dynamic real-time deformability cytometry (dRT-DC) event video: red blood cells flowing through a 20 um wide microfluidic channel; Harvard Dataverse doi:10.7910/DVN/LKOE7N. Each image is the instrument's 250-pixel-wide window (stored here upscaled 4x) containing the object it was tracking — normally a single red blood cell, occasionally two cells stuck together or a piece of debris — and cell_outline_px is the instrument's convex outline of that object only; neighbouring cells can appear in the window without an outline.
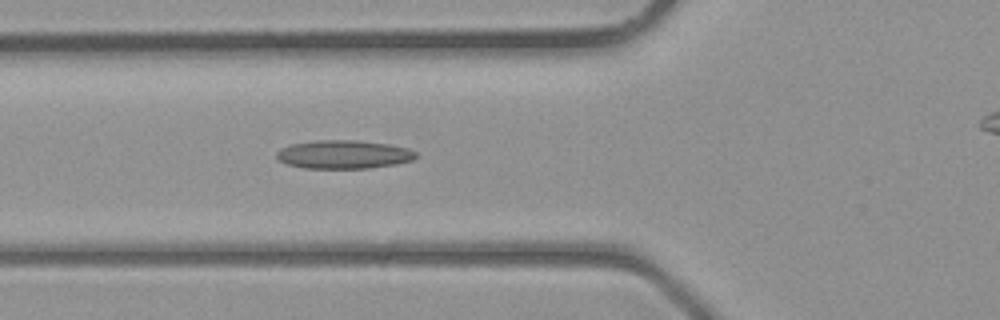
{"species": "common noctule bat (a hibernating species)", "species_latin": "Nyctalus noctula", "temperature_condition": "room temperature", "stored_images_in_passage": 24, "camera_frame_rate_fps": 3000, "um_per_image_px": 0.085, "animal": {"sex": "male", "body_mass_g": 23.1, "forearm_length_mm": 52.7}, "frame": {"image": 1, "passage_image": 3, "time_ms": 0.667, "image_size_px": [1000, 320], "cell_outline_px": [[416, 156], [412, 160], [396, 164], [368, 168], [304, 168], [288, 164], [276, 160], [276, 152], [280, 148], [292, 144], [316, 140], [356, 140], [388, 144], [408, 148], [416, 152]], "centroid_in_image_um": [29.18, 13.12], "position_along_channel_um": 96.6, "area_um2": 23.12}}
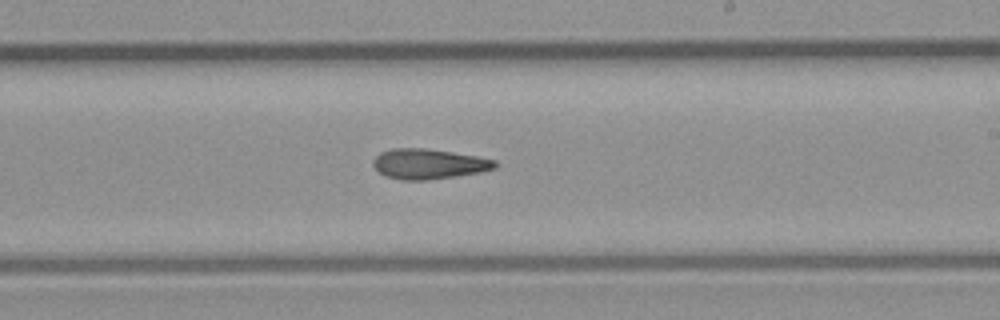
{"frame": {"image": 2, "passage_image": 12, "time_ms": 3.667, "image_size_px": [1000, 320], "cell_outline_px": [[500, 164], [496, 168], [480, 172], [456, 176], [428, 180], [400, 180], [384, 176], [372, 164], [372, 160], [380, 152], [392, 148], [424, 148], [452, 152], [476, 156], [496, 160]], "centroid_in_image_um": [36.44, 13.93], "position_along_channel_um": 252.6, "area_um2": 21.56}}
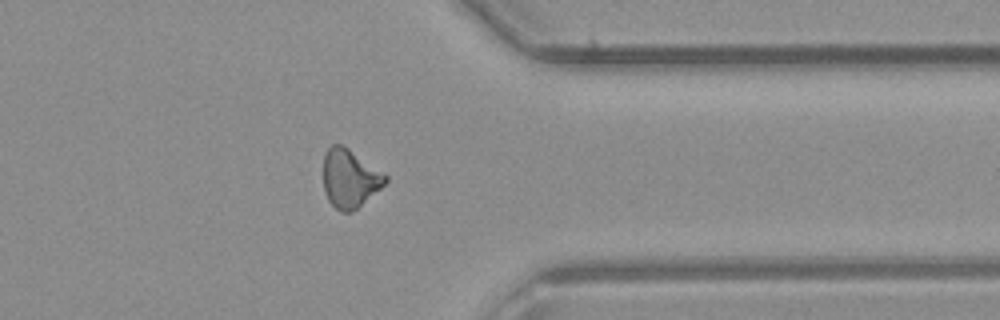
{"frame": {"image": 3, "passage_image": 20, "time_ms": 6.333, "image_size_px": [1000, 320], "cell_outline_px": [[388, 180], [380, 188], [352, 212], [340, 212], [328, 200], [324, 192], [324, 152], [332, 144], [340, 144], [348, 148], [388, 176]], "centroid_in_image_um": [29.71, 15.17], "position_along_channel_um": 381.7, "area_um2": 20.87}}